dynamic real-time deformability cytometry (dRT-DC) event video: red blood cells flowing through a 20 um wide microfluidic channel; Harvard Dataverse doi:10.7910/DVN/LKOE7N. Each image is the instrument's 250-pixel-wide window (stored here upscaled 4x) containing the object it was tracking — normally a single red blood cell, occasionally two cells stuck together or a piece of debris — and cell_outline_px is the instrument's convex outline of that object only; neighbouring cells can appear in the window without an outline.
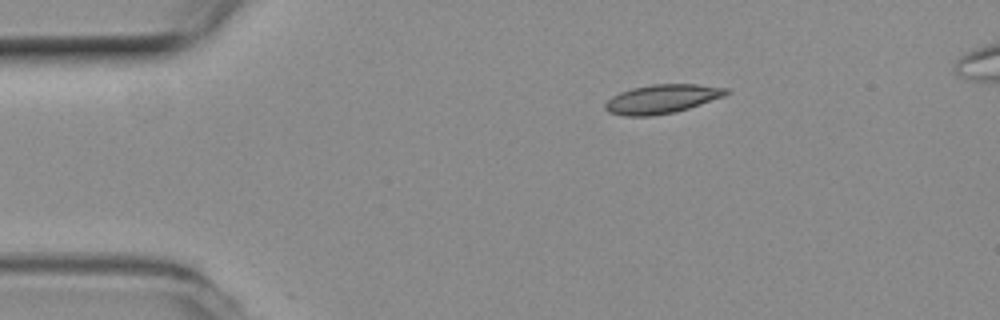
{"species": "common noctule bat (a hibernating species)", "species_latin": "Nyctalus noctula", "temperature_condition": "room temperature", "stored_images_in_passage": 45, "camera_frame_rate_fps": 3000, "um_per_image_px": 0.085, "animal": {"sex": "female", "body_mass_g": 19.3, "forearm_length_mm": 54.1}, "frame": {"image": 1, "passage_image": 1, "time_ms": 0.0, "image_size_px": [1000, 320], "cell_outline_px": [[728, 92], [724, 96], [676, 112], [652, 116], [624, 116], [608, 112], [604, 108], [604, 104], [612, 96], [620, 92], [632, 88], [652, 84], [696, 84], [728, 88]], "centroid_in_image_um": [56.23, 8.41], "position_along_channel_um": 28.8, "area_um2": 20.35}}
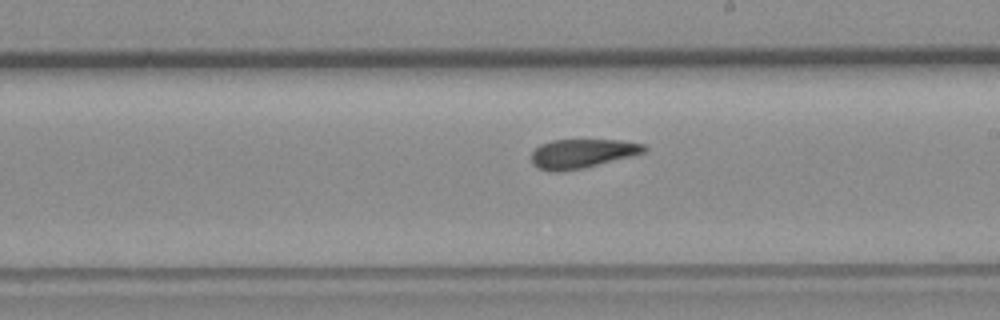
{"frame": {"image": 2, "passage_image": 22, "time_ms": 7.0, "image_size_px": [1000, 320], "cell_outline_px": [[648, 148], [644, 152], [632, 156], [584, 168], [560, 172], [548, 172], [536, 168], [532, 164], [532, 152], [540, 144], [552, 140], [620, 140], [644, 144]], "centroid_in_image_um": [49.45, 13.06], "position_along_channel_um": 239.6, "area_um2": 19.31}}
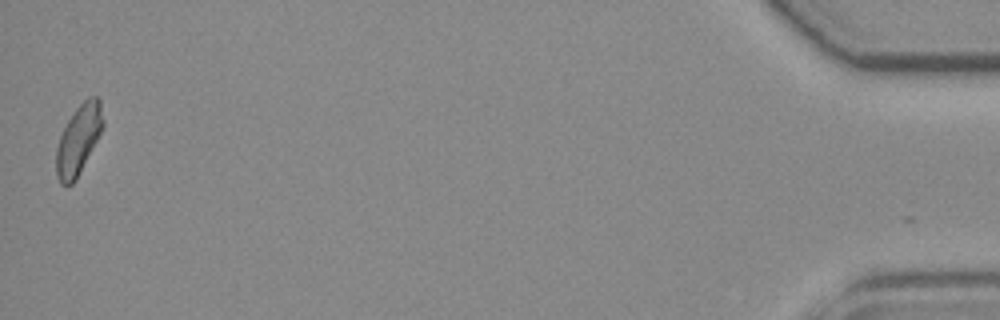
{"frame": {"image": 3, "passage_image": 45, "time_ms": 14.667, "image_size_px": [1000, 320], "cell_outline_px": [[104, 124], [76, 180], [72, 184], [60, 184], [56, 176], [56, 148], [60, 136], [68, 120], [76, 108], [88, 96], [96, 96], [100, 100], [104, 120]], "centroid_in_image_um": [6.66, 11.86], "position_along_channel_um": 428.5, "area_um2": 18.67}, "authors_computed_cell_mechanics": {"area_um2": 19.7676, "velocity_mm_per_s": 3.7802, "shape_relaxation_time_tau1_ms": 8.1891, "shape_relaxation_time_tau2_ms": 3.4937, "deformation_change_tau1": 0.1688, "deformation_change_tau2": 0.107}}